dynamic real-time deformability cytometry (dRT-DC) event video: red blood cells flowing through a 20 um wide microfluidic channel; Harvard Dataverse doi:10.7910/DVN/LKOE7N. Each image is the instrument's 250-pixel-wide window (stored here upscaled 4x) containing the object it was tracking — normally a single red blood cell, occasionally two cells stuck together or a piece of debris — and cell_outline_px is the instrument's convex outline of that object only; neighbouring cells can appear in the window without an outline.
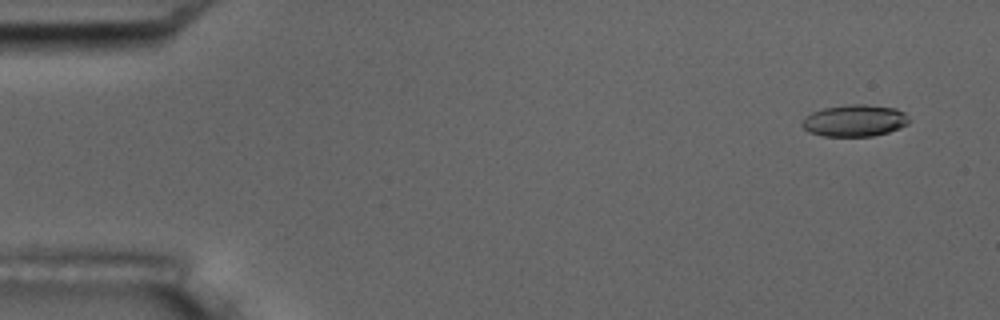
{"species": "common noctule bat (a hibernating species)", "species_latin": "Nyctalus noctula", "temperature_condition": "room temperature", "stored_images_in_passage": 4, "camera_frame_rate_fps": 3000, "um_per_image_px": 0.085, "animal": {"sex": "male", "body_mass_g": 17.5, "forearm_length_mm": 52.3}, "frame": {"image": 1, "passage_image": 1, "time_ms": 0.0, "image_size_px": [1000, 320], "cell_outline_px": [[912, 120], [908, 124], [900, 128], [888, 132], [872, 136], [824, 136], [808, 132], [800, 124], [804, 116], [812, 112], [824, 108], [848, 104], [864, 104], [896, 108], [904, 112]], "centroid_in_image_um": [72.65, 10.25], "position_along_channel_um": 12.3, "area_um2": 20.06}}